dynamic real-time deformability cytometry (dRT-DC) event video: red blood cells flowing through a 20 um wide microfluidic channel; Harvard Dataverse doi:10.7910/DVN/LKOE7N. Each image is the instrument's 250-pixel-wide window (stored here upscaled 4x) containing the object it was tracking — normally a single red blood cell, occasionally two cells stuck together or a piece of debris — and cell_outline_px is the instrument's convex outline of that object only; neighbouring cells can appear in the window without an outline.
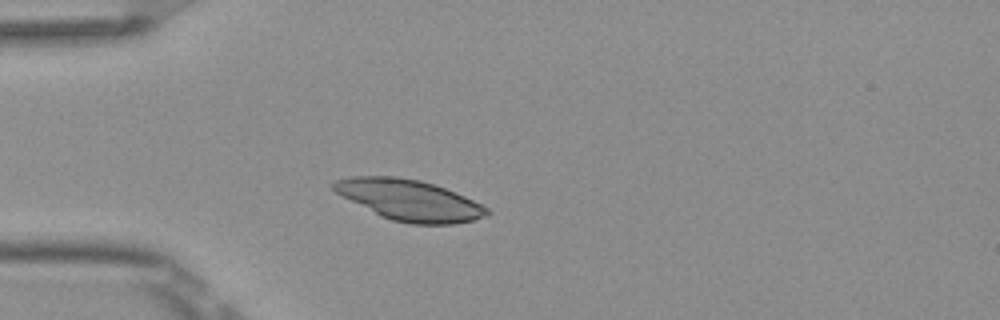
{"species": "Egyptian fruit bat (a non-hibernating species)", "species_latin": "Rousettus aegyptiacus", "temperature_condition": "room temperature", "stored_images_in_passage": 6, "camera_frame_rate_fps": 3000, "um_per_image_px": 0.085, "frame": {"image": 1, "passage_image": 6, "time_ms": 1.667, "image_size_px": [1000, 320], "cell_outline_px": [[492, 212], [488, 216], [472, 220], [452, 224], [412, 224], [392, 220], [380, 216], [336, 192], [332, 188], [332, 184], [336, 180], [352, 176], [396, 176], [420, 180], [444, 188], [464, 196], [488, 208]], "centroid_in_image_um": [34.81, 17.01], "position_along_channel_um": 50.2, "area_um2": 36.13}}